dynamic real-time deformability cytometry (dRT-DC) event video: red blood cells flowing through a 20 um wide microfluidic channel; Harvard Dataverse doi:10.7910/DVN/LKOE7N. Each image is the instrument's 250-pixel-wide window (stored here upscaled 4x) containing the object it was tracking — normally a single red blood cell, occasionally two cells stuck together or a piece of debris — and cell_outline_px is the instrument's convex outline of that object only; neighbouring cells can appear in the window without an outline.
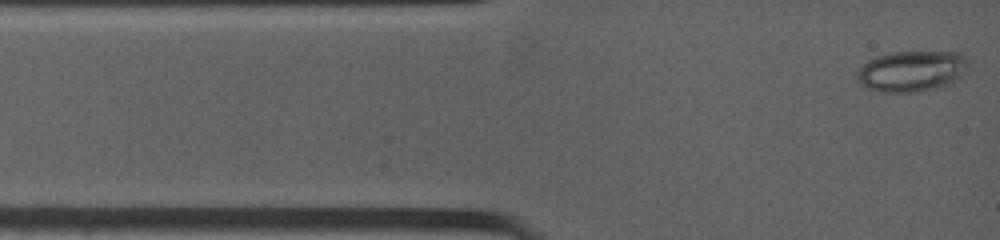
{"species": "common noctule bat (a hibernating species)", "species_latin": "Nyctalus noctula", "temperature_condition": "warm", "stored_images_in_passage": 46, "camera_frame_rate_fps": 4500, "um_per_image_px": 0.085, "animal": {"sex": "female", "body_mass_g": 19.0, "forearm_length_mm": 53.3}, "frame": {"image": 1, "passage_image": 1, "time_ms": 0.0, "image_size_px": [1000, 240], "cell_outline_px": [[968, 60], [964, 72], [960, 80], [936, 88], [920, 92], [880, 92], [868, 88], [860, 84], [856, 80], [856, 68], [868, 60], [876, 56], [896, 52], [960, 52]], "centroid_in_image_um": [77.46, 6.06], "position_along_channel_um": 7.5, "area_um2": 26.82}}
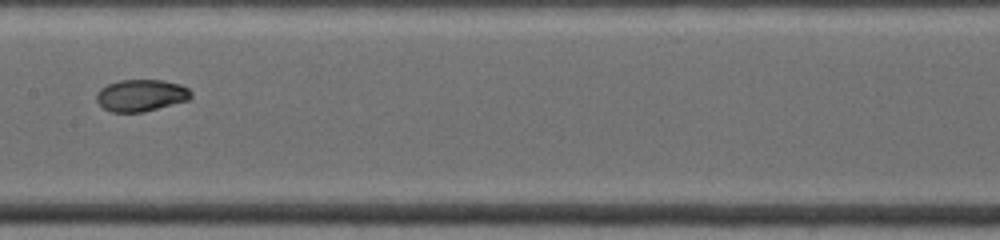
{"frame": {"image": 2, "passage_image": 26, "time_ms": 5.778, "image_size_px": [1000, 240], "cell_outline_px": [[192, 96], [188, 100], [144, 112], [112, 112], [104, 108], [96, 100], [96, 92], [100, 88], [108, 84], [120, 80], [164, 80], [180, 84], [188, 88], [192, 92]], "centroid_in_image_um": [11.99, 8.1], "position_along_channel_um": 195.4, "area_um2": 17.63}}
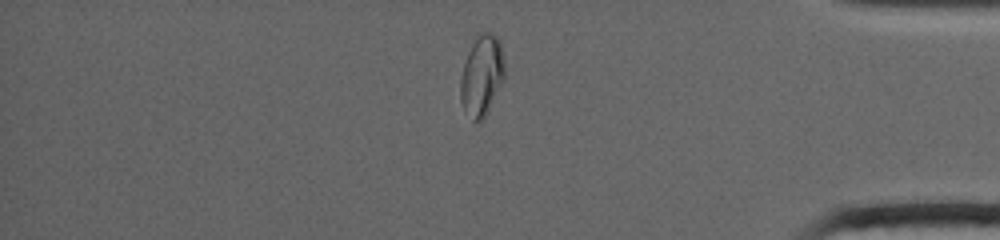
{"frame": {"image": 3, "passage_image": 42, "time_ms": 11.556, "image_size_px": [1000, 240], "cell_outline_px": [[504, 80], [484, 116], [480, 120], [472, 120], [464, 108], [460, 100], [460, 80], [464, 64], [468, 52], [476, 36], [480, 32], [492, 32], [500, 40], [504, 60]], "centroid_in_image_um": [40.96, 6.36], "position_along_channel_um": 394.2, "area_um2": 20.52}}